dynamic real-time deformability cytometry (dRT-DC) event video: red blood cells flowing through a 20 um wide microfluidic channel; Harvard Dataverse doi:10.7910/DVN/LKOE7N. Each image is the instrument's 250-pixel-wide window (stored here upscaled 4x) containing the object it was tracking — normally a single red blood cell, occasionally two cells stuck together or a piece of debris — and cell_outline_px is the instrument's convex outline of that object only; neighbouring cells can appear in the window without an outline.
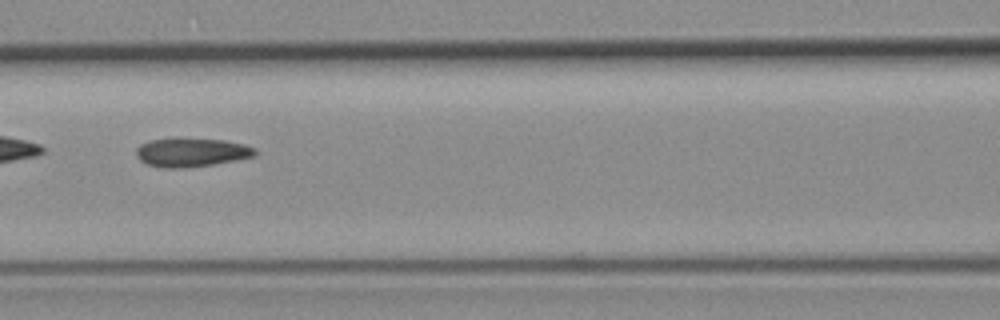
{"species": "common noctule bat (a hibernating species)", "species_latin": "Nyctalus noctula", "temperature_condition": "room temperature", "stored_images_in_passage": 10, "camera_frame_rate_fps": 3000, "um_per_image_px": 0.085, "animal": {"sex": "female", "body_mass_g": 19.3, "forearm_length_mm": 54.1}, "frame": {"image": 1, "passage_image": 7, "time_ms": 2.0, "image_size_px": [1000, 320], "cell_outline_px": [[256, 156], [236, 160], [212, 164], [184, 168], [160, 168], [148, 164], [140, 160], [136, 156], [136, 148], [140, 144], [152, 140], [224, 140], [244, 144], [256, 148]], "centroid_in_image_um": [16.29, 12.98], "position_along_channel_um": 150.3, "area_um2": 19.42}}
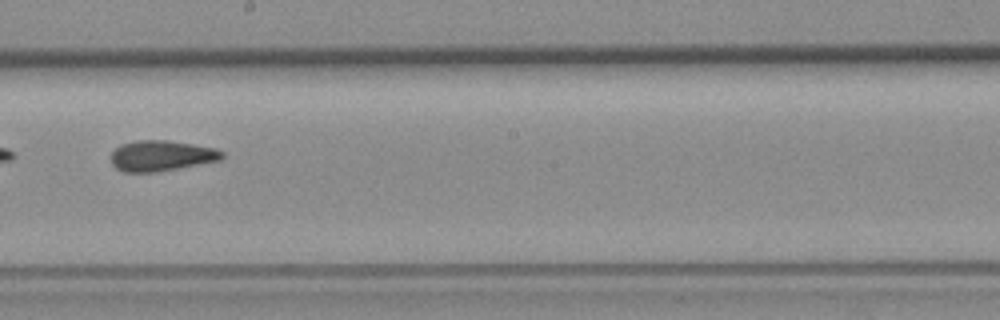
{"frame": {"image": 2, "passage_image": 9, "time_ms": 2.667, "image_size_px": [1000, 320], "cell_outline_px": [[224, 156], [220, 160], [156, 172], [124, 172], [116, 168], [112, 164], [112, 152], [120, 144], [136, 140], [168, 140], [216, 148], [224, 152]], "centroid_in_image_um": [13.71, 13.23], "position_along_channel_um": 234.5, "area_um2": 19.77}}
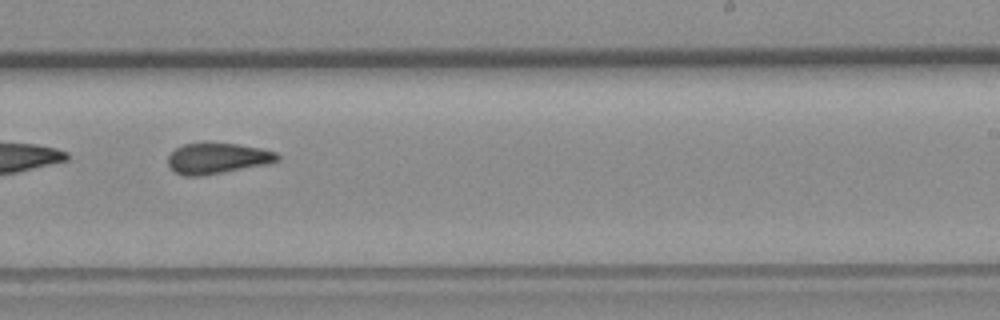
{"frame": {"image": 3, "passage_image": 10, "time_ms": 3.0, "image_size_px": [1000, 320], "cell_outline_px": [[280, 160], [264, 164], [224, 172], [200, 176], [184, 176], [176, 172], [168, 164], [168, 156], [176, 148], [184, 144], [236, 144], [260, 148], [276, 152], [280, 156]], "centroid_in_image_um": [18.48, 13.47], "position_along_channel_um": 270.5, "area_um2": 19.13}}